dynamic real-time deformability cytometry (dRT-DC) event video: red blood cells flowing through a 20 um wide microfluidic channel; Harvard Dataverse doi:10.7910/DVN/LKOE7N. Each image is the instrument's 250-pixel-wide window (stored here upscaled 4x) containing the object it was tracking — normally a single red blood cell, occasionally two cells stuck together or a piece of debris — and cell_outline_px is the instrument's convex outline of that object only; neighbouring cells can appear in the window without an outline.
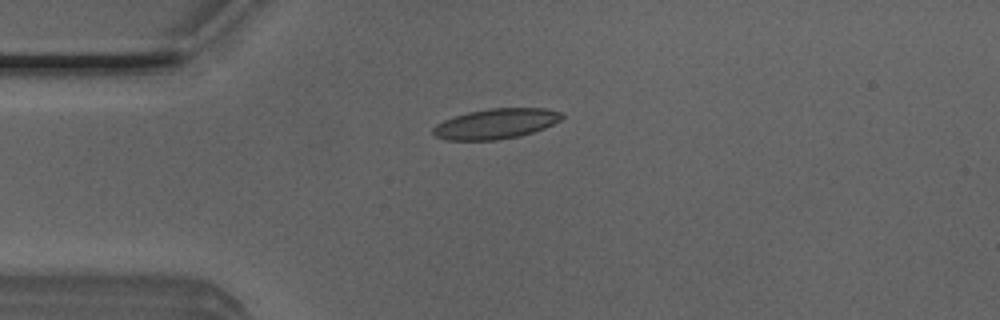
{"species": "Egyptian fruit bat (a non-hibernating species)", "species_latin": "Rousettus aegyptiacus", "temperature_condition": "room temperature", "stored_images_in_passage": 40, "camera_frame_rate_fps": 3000, "um_per_image_px": 0.085, "animal": {"sex": "male"}, "frame": {"image": 1, "passage_image": 2, "time_ms": 0.333, "image_size_px": [1000, 320], "cell_outline_px": [[564, 116], [560, 120], [544, 128], [532, 132], [516, 136], [496, 140], [444, 140], [436, 136], [432, 132], [432, 128], [436, 124], [444, 120], [468, 112], [488, 108], [544, 108], [564, 112]], "centroid_in_image_um": [42.14, 10.51], "position_along_channel_um": 42.9, "area_um2": 22.6}}
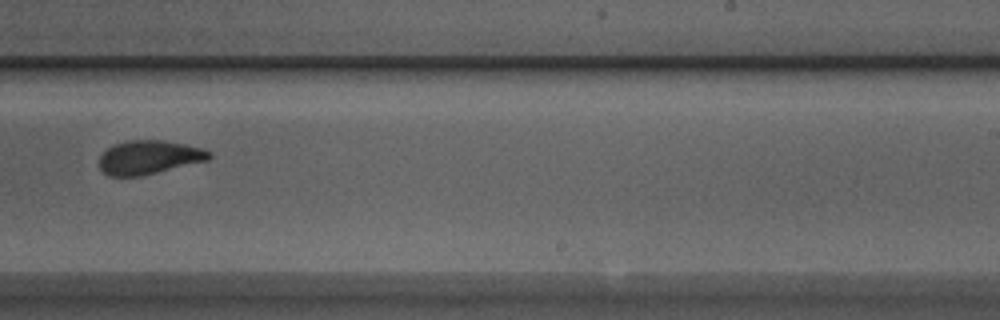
{"frame": {"image": 2, "passage_image": 21, "time_ms": 6.667, "image_size_px": [1000, 320], "cell_outline_px": [[212, 156], [208, 160], [140, 176], [108, 176], [100, 168], [100, 156], [112, 144], [128, 140], [164, 140], [184, 144], [200, 148], [212, 152]], "centroid_in_image_um": [12.65, 13.36], "position_along_channel_um": 276.3, "area_um2": 21.5}}
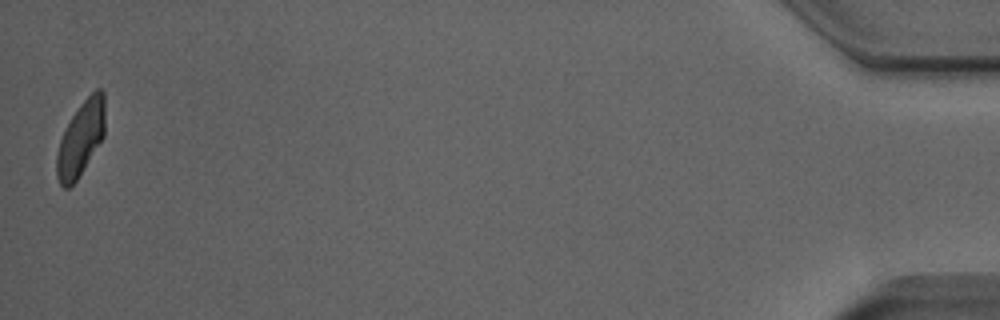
{"frame": {"image": 3, "passage_image": 40, "time_ms": 13.0, "image_size_px": [1000, 320], "cell_outline_px": [[104, 136], [76, 180], [68, 188], [64, 188], [60, 184], [56, 176], [56, 156], [60, 140], [72, 116], [80, 104], [96, 88], [100, 88], [104, 92]], "centroid_in_image_um": [6.86, 11.77], "position_along_channel_um": 428.3, "area_um2": 20.63}, "authors_computed_cell_mechanics": {"area_um2": 22.1085, "velocity_mm_per_s": 4.0007, "shape_relaxation_time_tau1_ms": 5.0096, "shape_relaxation_time_tau2_ms": 1.3886, "deformation_change_tau1": 0.1586, "deformation_change_tau2": 0.0736}}